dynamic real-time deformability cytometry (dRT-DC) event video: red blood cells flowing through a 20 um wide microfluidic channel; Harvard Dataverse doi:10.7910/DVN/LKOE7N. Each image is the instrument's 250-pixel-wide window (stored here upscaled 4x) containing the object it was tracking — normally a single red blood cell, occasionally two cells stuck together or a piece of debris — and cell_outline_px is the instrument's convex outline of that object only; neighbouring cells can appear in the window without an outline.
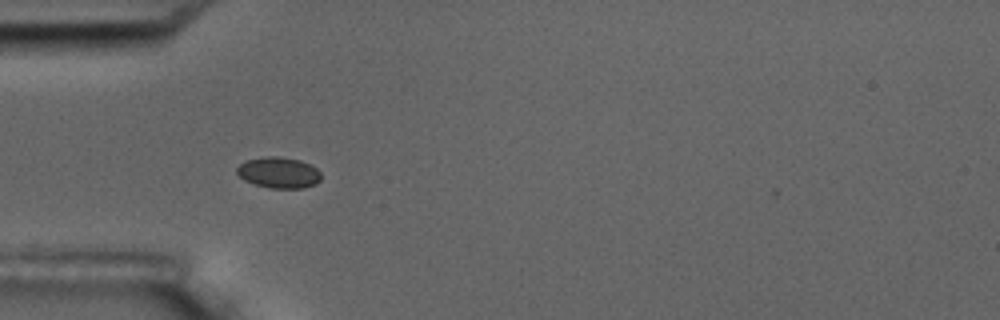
{"species": "common noctule bat (a hibernating species)", "species_latin": "Nyctalus noctula", "temperature_condition": "room temperature", "stored_images_in_passage": 2, "camera_frame_rate_fps": 3000, "um_per_image_px": 0.085, "animal": {"sex": "male", "body_mass_g": 17.5, "forearm_length_mm": 52.3}, "frame": {"image": 1, "passage_image": 1, "time_ms": 0.0, "image_size_px": [1000, 320], "cell_outline_px": [[320, 180], [316, 184], [304, 188], [268, 188], [244, 180], [236, 172], [236, 168], [240, 164], [248, 160], [268, 156], [280, 156], [300, 160], [316, 168], [320, 172]], "centroid_in_image_um": [23.7, 14.67], "position_along_channel_um": 61.3, "area_um2": 15.14}}